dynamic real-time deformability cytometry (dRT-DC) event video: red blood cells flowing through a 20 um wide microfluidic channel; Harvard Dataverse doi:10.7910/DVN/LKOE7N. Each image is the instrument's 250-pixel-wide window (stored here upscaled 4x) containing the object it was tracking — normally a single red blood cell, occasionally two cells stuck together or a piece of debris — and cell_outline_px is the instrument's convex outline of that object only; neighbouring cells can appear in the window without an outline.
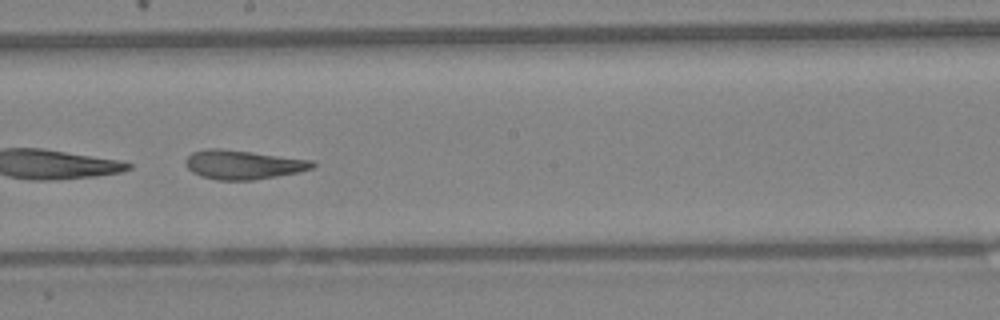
{"species": "Egyptian fruit bat (a non-hibernating species)", "species_latin": "Rousettus aegyptiacus", "temperature_condition": "warm", "stored_images_in_passage": 34, "camera_frame_rate_fps": 3000, "um_per_image_px": 0.085, "animal": {"sex": "female"}, "frame": {"image": 1, "passage_image": 15, "time_ms": 4.667, "image_size_px": [1000, 320], "cell_outline_px": [[316, 164], [312, 168], [296, 172], [276, 176], [252, 180], [216, 180], [200, 176], [192, 172], [184, 164], [184, 160], [192, 152], [208, 148], [220, 148], [252, 152], [312, 160]], "centroid_in_image_um": [20.6, 13.99], "position_along_channel_um": 227.6, "area_um2": 21.44}, "authors_computed_cell_mechanics": {"area_um2": 22.3975, "velocity_mm_per_s": 4.3007, "shape_relaxation_time_tau1_ms": null, "shape_relaxation_time_tau2_ms": 1.65, "deformation_change_tau1": null, "deformation_change_tau2": 0.1064}}